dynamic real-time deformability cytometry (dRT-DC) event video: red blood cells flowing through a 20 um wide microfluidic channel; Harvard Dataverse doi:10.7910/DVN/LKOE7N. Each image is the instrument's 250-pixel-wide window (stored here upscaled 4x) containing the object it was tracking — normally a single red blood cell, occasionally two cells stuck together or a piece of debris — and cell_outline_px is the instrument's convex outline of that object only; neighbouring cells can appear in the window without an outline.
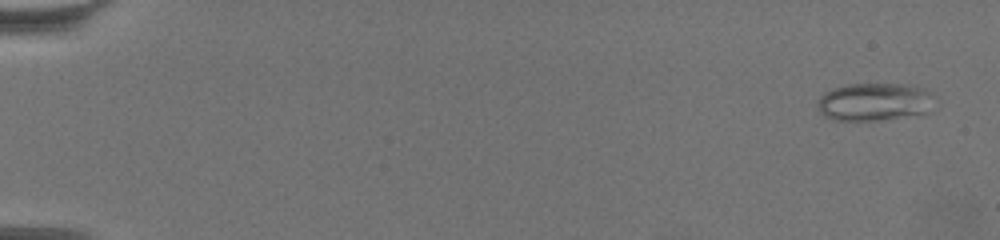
{"species": "common noctule bat (a hibernating species)", "species_latin": "Nyctalus noctula", "temperature_condition": "warm", "stored_images_in_passage": 63, "camera_frame_rate_fps": 3000, "um_per_image_px": 0.085, "animal": {"sex": "female", "body_mass_g": 19.5, "forearm_length_mm": 54.1}, "frame": {"image": 1, "passage_image": 3, "time_ms": 0.667, "image_size_px": [1000, 240], "cell_outline_px": [[936, 96], [932, 112], [880, 120], [832, 120], [824, 116], [816, 108], [816, 104], [820, 96], [824, 92], [832, 88], [848, 84], [912, 84], [924, 88]], "centroid_in_image_um": [74.36, 8.65], "position_along_channel_um": 10.6, "area_um2": 26.47}}
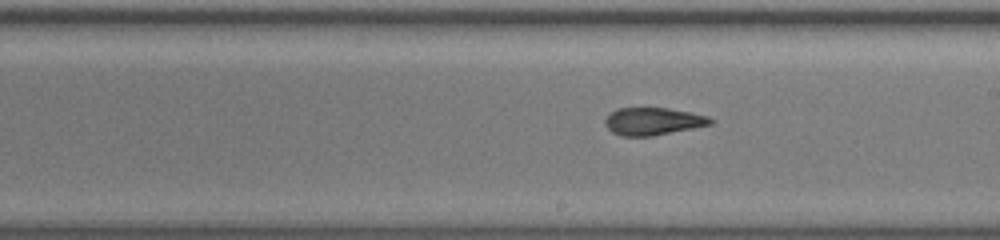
{"frame": {"image": 2, "passage_image": 38, "time_ms": 12.333, "image_size_px": [1000, 240], "cell_outline_px": [[716, 120], [712, 124], [652, 136], [620, 136], [612, 132], [604, 124], [604, 120], [616, 108], [668, 108], [708, 116]], "centroid_in_image_um": [55.5, 10.31], "position_along_channel_um": 233.5, "area_um2": 16.82}}
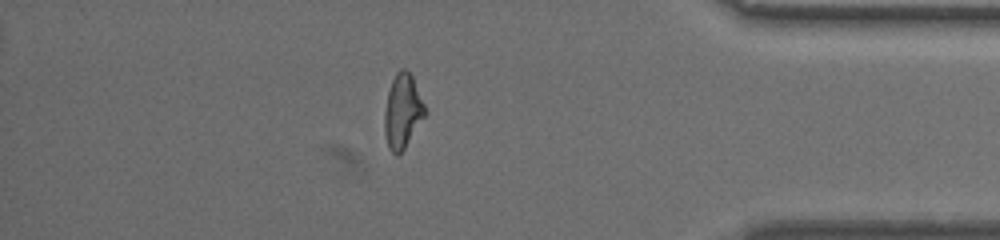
{"frame": {"image": 3, "passage_image": 55, "time_ms": 18.0, "image_size_px": [1000, 240], "cell_outline_px": [[428, 112], [404, 148], [396, 156], [388, 148], [384, 132], [384, 112], [388, 92], [392, 80], [396, 72], [400, 68], [404, 68], [412, 76]], "centroid_in_image_um": [34.22, 9.45], "position_along_channel_um": 401.0, "area_um2": 17.51}, "authors_computed_cell_mechanics": {"area_um2": 17.918, "velocity_mm_per_s": 3.4238, "shape_relaxation_time_tau1_ms": null, "shape_relaxation_time_tau2_ms": 2.0464, "deformation_change_tau1": null, "deformation_change_tau2": 0.1055}}